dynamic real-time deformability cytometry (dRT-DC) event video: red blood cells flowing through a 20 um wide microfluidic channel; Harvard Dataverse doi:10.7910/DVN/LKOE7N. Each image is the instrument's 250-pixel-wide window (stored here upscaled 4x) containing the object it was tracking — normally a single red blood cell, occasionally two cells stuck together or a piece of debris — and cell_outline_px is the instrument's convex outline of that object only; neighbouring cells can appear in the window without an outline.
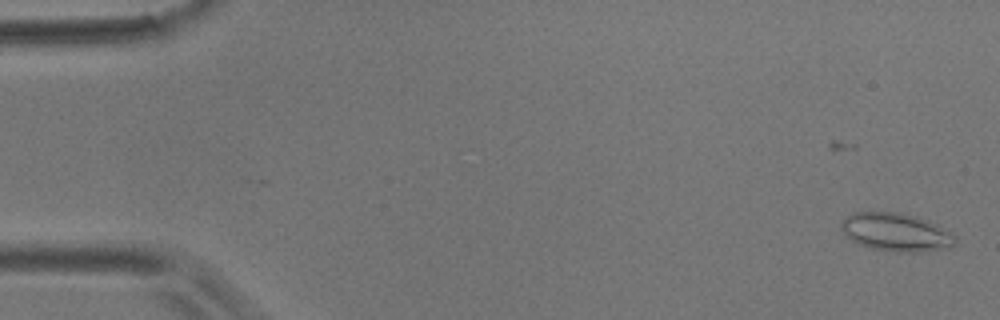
{"species": "common noctule bat (a hibernating species)", "species_latin": "Nyctalus noctula", "temperature_condition": "room temperature", "stored_images_in_passage": 51, "camera_frame_rate_fps": 3000, "um_per_image_px": 0.085, "animal": {"sex": "male", "body_mass_g": 17.9}, "frame": {"image": 1, "passage_image": 1, "time_ms": 0.0, "image_size_px": [1000, 320], "cell_outline_px": [[956, 244], [948, 248], [916, 252], [896, 252], [872, 248], [860, 244], [852, 240], [840, 228], [840, 224], [852, 212], [900, 212], [916, 216], [928, 220], [936, 224], [956, 236]], "centroid_in_image_um": [76.19, 19.73], "position_along_channel_um": 8.8, "area_um2": 25.26}}
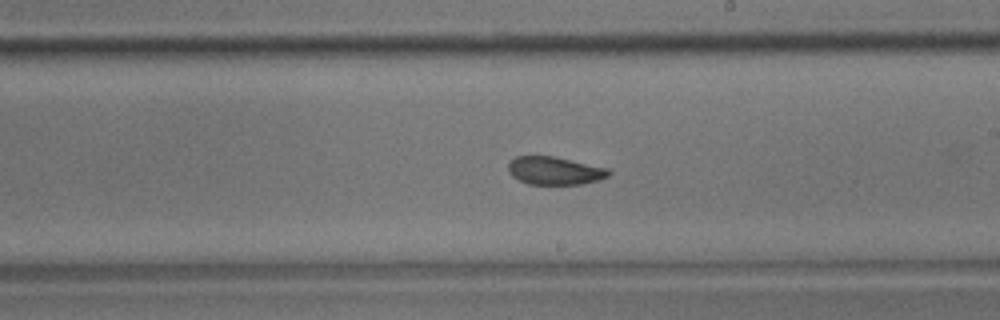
{"frame": {"image": 2, "passage_image": 31, "time_ms": 10.0, "image_size_px": [1000, 320], "cell_outline_px": [[612, 172], [608, 176], [600, 180], [584, 184], [528, 184], [512, 176], [508, 172], [508, 164], [516, 156], [552, 156], [608, 168]], "centroid_in_image_um": [47.16, 14.52], "position_along_channel_um": 241.8, "area_um2": 16.36}}
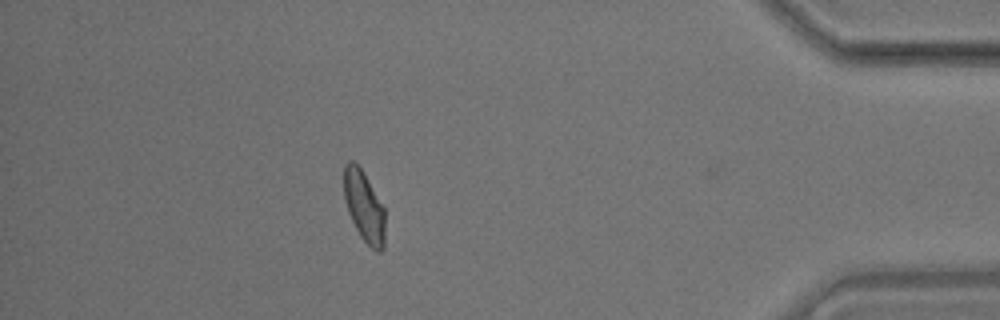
{"frame": {"image": 3, "passage_image": 48, "time_ms": 15.667, "image_size_px": [1000, 320], "cell_outline_px": [[384, 248], [380, 252], [376, 252], [360, 236], [348, 212], [344, 200], [344, 164], [348, 160], [352, 160], [360, 168], [384, 208]], "centroid_in_image_um": [30.93, 17.56], "position_along_channel_um": 404.3, "area_um2": 16.7}, "authors_computed_cell_mechanics": {"area_um2": 17.3978, "velocity_mm_per_s": 3.6608, "shape_relaxation_time_tau1_ms": 4.4534, "shape_relaxation_time_tau2_ms": 2.2318, "deformation_change_tau1": 0.1175, "deformation_change_tau2": 0.0757}}